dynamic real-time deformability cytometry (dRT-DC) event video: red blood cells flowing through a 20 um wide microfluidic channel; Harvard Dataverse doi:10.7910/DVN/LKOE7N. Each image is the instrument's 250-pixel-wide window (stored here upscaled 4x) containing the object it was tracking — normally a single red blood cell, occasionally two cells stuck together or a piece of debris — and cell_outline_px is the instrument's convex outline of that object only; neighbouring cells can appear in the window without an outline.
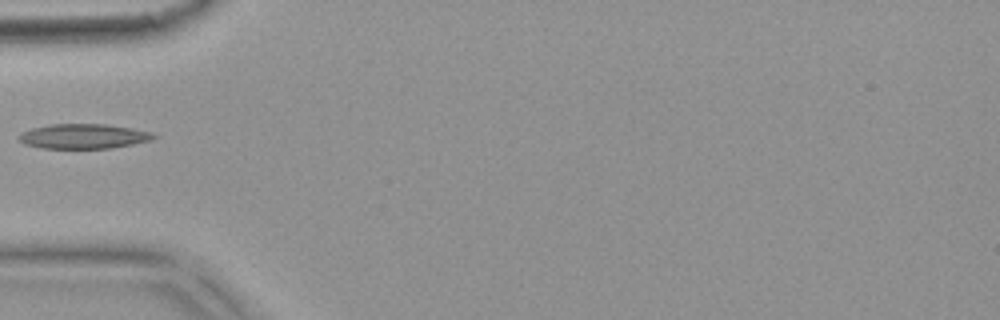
{"species": "common noctule bat (a hibernating species)", "species_latin": "Nyctalus noctula", "temperature_condition": "warm", "stored_images_in_passage": 2, "camera_frame_rate_fps": 3000, "um_per_image_px": 0.085, "animal": {"sex": "female", "body_mass_g": 18.4}, "frame": {"image": 1, "passage_image": 1, "time_ms": 0.0, "image_size_px": [1000, 320], "cell_outline_px": [[160, 136], [152, 140], [112, 148], [40, 148], [24, 144], [16, 136], [32, 128], [52, 124], [108, 124], [132, 128], [152, 132]], "centroid_in_image_um": [7.14, 11.58], "position_along_channel_um": 77.9, "area_um2": 19.54}}